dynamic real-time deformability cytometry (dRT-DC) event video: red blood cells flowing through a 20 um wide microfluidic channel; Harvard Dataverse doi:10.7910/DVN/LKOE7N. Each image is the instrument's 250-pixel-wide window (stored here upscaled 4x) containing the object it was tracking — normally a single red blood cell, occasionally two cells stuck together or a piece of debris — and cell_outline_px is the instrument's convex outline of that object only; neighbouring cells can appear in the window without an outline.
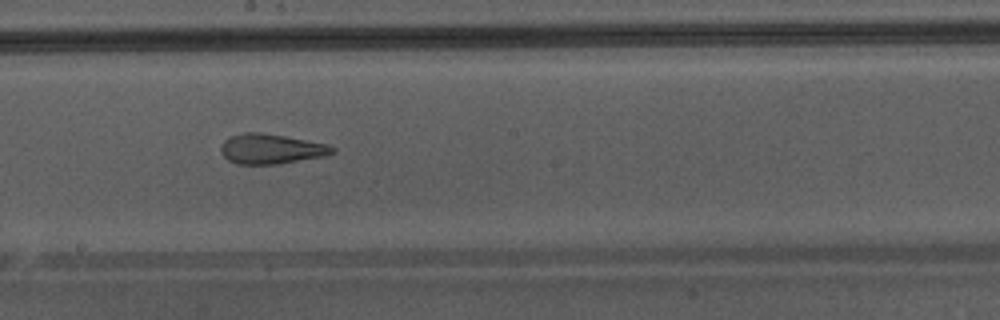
{"species": "Egyptian fruit bat (a non-hibernating species)", "species_latin": "Rousettus aegyptiacus", "temperature_condition": "warm", "stored_images_in_passage": 50, "camera_frame_rate_fps": 3000, "um_per_image_px": 0.085, "animal": {"sex": "male"}, "frame": {"image": 1, "passage_image": 29, "time_ms": 9.333, "image_size_px": [1000, 320], "cell_outline_px": [[336, 152], [324, 156], [276, 164], [236, 164], [228, 160], [220, 152], [220, 148], [224, 140], [232, 136], [244, 132], [260, 132], [284, 136], [324, 144], [336, 148]], "centroid_in_image_um": [23.0, 12.66], "position_along_channel_um": 225.2, "area_um2": 19.25}}